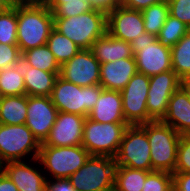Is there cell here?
Returning <instances> with one entry per match:
<instances>
[{
  "label": "cell",
  "instance_id": "17",
  "mask_svg": "<svg viewBox=\"0 0 190 191\" xmlns=\"http://www.w3.org/2000/svg\"><path fill=\"white\" fill-rule=\"evenodd\" d=\"M0 169L13 181L18 191H46V171H39L37 166L34 168L25 161H11L0 165Z\"/></svg>",
  "mask_w": 190,
  "mask_h": 191
},
{
  "label": "cell",
  "instance_id": "4",
  "mask_svg": "<svg viewBox=\"0 0 190 191\" xmlns=\"http://www.w3.org/2000/svg\"><path fill=\"white\" fill-rule=\"evenodd\" d=\"M103 89L100 84L81 87L58 76L50 99L58 112L87 117Z\"/></svg>",
  "mask_w": 190,
  "mask_h": 191
},
{
  "label": "cell",
  "instance_id": "19",
  "mask_svg": "<svg viewBox=\"0 0 190 191\" xmlns=\"http://www.w3.org/2000/svg\"><path fill=\"white\" fill-rule=\"evenodd\" d=\"M87 118L99 123H127L120 91L103 89Z\"/></svg>",
  "mask_w": 190,
  "mask_h": 191
},
{
  "label": "cell",
  "instance_id": "27",
  "mask_svg": "<svg viewBox=\"0 0 190 191\" xmlns=\"http://www.w3.org/2000/svg\"><path fill=\"white\" fill-rule=\"evenodd\" d=\"M21 59L28 65L46 72H60V65L47 45L24 51Z\"/></svg>",
  "mask_w": 190,
  "mask_h": 191
},
{
  "label": "cell",
  "instance_id": "24",
  "mask_svg": "<svg viewBox=\"0 0 190 191\" xmlns=\"http://www.w3.org/2000/svg\"><path fill=\"white\" fill-rule=\"evenodd\" d=\"M151 171L116 166L114 187L117 191H142L147 175Z\"/></svg>",
  "mask_w": 190,
  "mask_h": 191
},
{
  "label": "cell",
  "instance_id": "22",
  "mask_svg": "<svg viewBox=\"0 0 190 191\" xmlns=\"http://www.w3.org/2000/svg\"><path fill=\"white\" fill-rule=\"evenodd\" d=\"M90 50L100 64L123 58H134L130 43L117 39L108 33L98 38Z\"/></svg>",
  "mask_w": 190,
  "mask_h": 191
},
{
  "label": "cell",
  "instance_id": "42",
  "mask_svg": "<svg viewBox=\"0 0 190 191\" xmlns=\"http://www.w3.org/2000/svg\"><path fill=\"white\" fill-rule=\"evenodd\" d=\"M48 9H50L52 12L63 3H66L67 1H78V0H42Z\"/></svg>",
  "mask_w": 190,
  "mask_h": 191
},
{
  "label": "cell",
  "instance_id": "43",
  "mask_svg": "<svg viewBox=\"0 0 190 191\" xmlns=\"http://www.w3.org/2000/svg\"><path fill=\"white\" fill-rule=\"evenodd\" d=\"M180 88L184 91V93L190 101V78L181 79Z\"/></svg>",
  "mask_w": 190,
  "mask_h": 191
},
{
  "label": "cell",
  "instance_id": "35",
  "mask_svg": "<svg viewBox=\"0 0 190 191\" xmlns=\"http://www.w3.org/2000/svg\"><path fill=\"white\" fill-rule=\"evenodd\" d=\"M21 52L18 45L0 43V69L15 66L20 63Z\"/></svg>",
  "mask_w": 190,
  "mask_h": 191
},
{
  "label": "cell",
  "instance_id": "12",
  "mask_svg": "<svg viewBox=\"0 0 190 191\" xmlns=\"http://www.w3.org/2000/svg\"><path fill=\"white\" fill-rule=\"evenodd\" d=\"M180 78L173 71H164L149 77L147 111L153 121H162L166 116L171 95L180 87Z\"/></svg>",
  "mask_w": 190,
  "mask_h": 191
},
{
  "label": "cell",
  "instance_id": "9",
  "mask_svg": "<svg viewBox=\"0 0 190 191\" xmlns=\"http://www.w3.org/2000/svg\"><path fill=\"white\" fill-rule=\"evenodd\" d=\"M116 162L109 156H90L69 179L77 191H105L114 187Z\"/></svg>",
  "mask_w": 190,
  "mask_h": 191
},
{
  "label": "cell",
  "instance_id": "26",
  "mask_svg": "<svg viewBox=\"0 0 190 191\" xmlns=\"http://www.w3.org/2000/svg\"><path fill=\"white\" fill-rule=\"evenodd\" d=\"M171 60L180 79L190 78V30L171 48Z\"/></svg>",
  "mask_w": 190,
  "mask_h": 191
},
{
  "label": "cell",
  "instance_id": "3",
  "mask_svg": "<svg viewBox=\"0 0 190 191\" xmlns=\"http://www.w3.org/2000/svg\"><path fill=\"white\" fill-rule=\"evenodd\" d=\"M146 132L150 145L152 171L174 173L181 135L162 121L140 125Z\"/></svg>",
  "mask_w": 190,
  "mask_h": 191
},
{
  "label": "cell",
  "instance_id": "1",
  "mask_svg": "<svg viewBox=\"0 0 190 191\" xmlns=\"http://www.w3.org/2000/svg\"><path fill=\"white\" fill-rule=\"evenodd\" d=\"M17 45L21 54L46 45L53 29V12L42 0L16 3Z\"/></svg>",
  "mask_w": 190,
  "mask_h": 191
},
{
  "label": "cell",
  "instance_id": "11",
  "mask_svg": "<svg viewBox=\"0 0 190 191\" xmlns=\"http://www.w3.org/2000/svg\"><path fill=\"white\" fill-rule=\"evenodd\" d=\"M149 76L136 72L120 91L124 118L129 125L152 122L147 111Z\"/></svg>",
  "mask_w": 190,
  "mask_h": 191
},
{
  "label": "cell",
  "instance_id": "2",
  "mask_svg": "<svg viewBox=\"0 0 190 191\" xmlns=\"http://www.w3.org/2000/svg\"><path fill=\"white\" fill-rule=\"evenodd\" d=\"M53 28L81 49H91L107 33V13L94 8L78 16L53 17Z\"/></svg>",
  "mask_w": 190,
  "mask_h": 191
},
{
  "label": "cell",
  "instance_id": "6",
  "mask_svg": "<svg viewBox=\"0 0 190 191\" xmlns=\"http://www.w3.org/2000/svg\"><path fill=\"white\" fill-rule=\"evenodd\" d=\"M128 123H99L86 117L82 146L91 156L115 157Z\"/></svg>",
  "mask_w": 190,
  "mask_h": 191
},
{
  "label": "cell",
  "instance_id": "7",
  "mask_svg": "<svg viewBox=\"0 0 190 191\" xmlns=\"http://www.w3.org/2000/svg\"><path fill=\"white\" fill-rule=\"evenodd\" d=\"M41 143L26 124H0V165L11 161L38 158ZM33 154V155H31Z\"/></svg>",
  "mask_w": 190,
  "mask_h": 191
},
{
  "label": "cell",
  "instance_id": "46",
  "mask_svg": "<svg viewBox=\"0 0 190 191\" xmlns=\"http://www.w3.org/2000/svg\"><path fill=\"white\" fill-rule=\"evenodd\" d=\"M105 191H117V189L115 187H112V188L105 190Z\"/></svg>",
  "mask_w": 190,
  "mask_h": 191
},
{
  "label": "cell",
  "instance_id": "29",
  "mask_svg": "<svg viewBox=\"0 0 190 191\" xmlns=\"http://www.w3.org/2000/svg\"><path fill=\"white\" fill-rule=\"evenodd\" d=\"M147 33L157 36L169 15L167 0L159 2L141 11Z\"/></svg>",
  "mask_w": 190,
  "mask_h": 191
},
{
  "label": "cell",
  "instance_id": "23",
  "mask_svg": "<svg viewBox=\"0 0 190 191\" xmlns=\"http://www.w3.org/2000/svg\"><path fill=\"white\" fill-rule=\"evenodd\" d=\"M27 95L0 97V124H26Z\"/></svg>",
  "mask_w": 190,
  "mask_h": 191
},
{
  "label": "cell",
  "instance_id": "13",
  "mask_svg": "<svg viewBox=\"0 0 190 191\" xmlns=\"http://www.w3.org/2000/svg\"><path fill=\"white\" fill-rule=\"evenodd\" d=\"M59 76L81 87L98 85L100 83V62L90 49H81L60 66Z\"/></svg>",
  "mask_w": 190,
  "mask_h": 191
},
{
  "label": "cell",
  "instance_id": "10",
  "mask_svg": "<svg viewBox=\"0 0 190 191\" xmlns=\"http://www.w3.org/2000/svg\"><path fill=\"white\" fill-rule=\"evenodd\" d=\"M114 160L116 166L152 172L149 141L140 125H129L126 128Z\"/></svg>",
  "mask_w": 190,
  "mask_h": 191
},
{
  "label": "cell",
  "instance_id": "37",
  "mask_svg": "<svg viewBox=\"0 0 190 191\" xmlns=\"http://www.w3.org/2000/svg\"><path fill=\"white\" fill-rule=\"evenodd\" d=\"M49 176L47 175L46 180V191H77L75 187H73L69 178H59L49 180Z\"/></svg>",
  "mask_w": 190,
  "mask_h": 191
},
{
  "label": "cell",
  "instance_id": "31",
  "mask_svg": "<svg viewBox=\"0 0 190 191\" xmlns=\"http://www.w3.org/2000/svg\"><path fill=\"white\" fill-rule=\"evenodd\" d=\"M0 43L17 45L16 4L0 11Z\"/></svg>",
  "mask_w": 190,
  "mask_h": 191
},
{
  "label": "cell",
  "instance_id": "25",
  "mask_svg": "<svg viewBox=\"0 0 190 191\" xmlns=\"http://www.w3.org/2000/svg\"><path fill=\"white\" fill-rule=\"evenodd\" d=\"M22 67L19 64L0 69V97L25 95Z\"/></svg>",
  "mask_w": 190,
  "mask_h": 191
},
{
  "label": "cell",
  "instance_id": "33",
  "mask_svg": "<svg viewBox=\"0 0 190 191\" xmlns=\"http://www.w3.org/2000/svg\"><path fill=\"white\" fill-rule=\"evenodd\" d=\"M94 7L89 0L67 1L60 4L54 11L53 17H71L92 11Z\"/></svg>",
  "mask_w": 190,
  "mask_h": 191
},
{
  "label": "cell",
  "instance_id": "5",
  "mask_svg": "<svg viewBox=\"0 0 190 191\" xmlns=\"http://www.w3.org/2000/svg\"><path fill=\"white\" fill-rule=\"evenodd\" d=\"M90 153L82 146H41L38 158L32 160L54 179L69 178L89 159Z\"/></svg>",
  "mask_w": 190,
  "mask_h": 191
},
{
  "label": "cell",
  "instance_id": "20",
  "mask_svg": "<svg viewBox=\"0 0 190 191\" xmlns=\"http://www.w3.org/2000/svg\"><path fill=\"white\" fill-rule=\"evenodd\" d=\"M162 122L180 135L190 134V101L180 87L171 95Z\"/></svg>",
  "mask_w": 190,
  "mask_h": 191
},
{
  "label": "cell",
  "instance_id": "16",
  "mask_svg": "<svg viewBox=\"0 0 190 191\" xmlns=\"http://www.w3.org/2000/svg\"><path fill=\"white\" fill-rule=\"evenodd\" d=\"M145 32L141 11L119 5L107 13L109 35L131 43L133 39Z\"/></svg>",
  "mask_w": 190,
  "mask_h": 191
},
{
  "label": "cell",
  "instance_id": "14",
  "mask_svg": "<svg viewBox=\"0 0 190 191\" xmlns=\"http://www.w3.org/2000/svg\"><path fill=\"white\" fill-rule=\"evenodd\" d=\"M57 114L58 110L50 97L27 95L26 126L40 143L49 136Z\"/></svg>",
  "mask_w": 190,
  "mask_h": 191
},
{
  "label": "cell",
  "instance_id": "28",
  "mask_svg": "<svg viewBox=\"0 0 190 191\" xmlns=\"http://www.w3.org/2000/svg\"><path fill=\"white\" fill-rule=\"evenodd\" d=\"M46 45L53 53L56 61L61 66L75 56L81 48L77 46L72 40L59 33L54 28L49 34Z\"/></svg>",
  "mask_w": 190,
  "mask_h": 191
},
{
  "label": "cell",
  "instance_id": "39",
  "mask_svg": "<svg viewBox=\"0 0 190 191\" xmlns=\"http://www.w3.org/2000/svg\"><path fill=\"white\" fill-rule=\"evenodd\" d=\"M173 189L190 191V173H173Z\"/></svg>",
  "mask_w": 190,
  "mask_h": 191
},
{
  "label": "cell",
  "instance_id": "36",
  "mask_svg": "<svg viewBox=\"0 0 190 191\" xmlns=\"http://www.w3.org/2000/svg\"><path fill=\"white\" fill-rule=\"evenodd\" d=\"M169 14L190 28V0H167Z\"/></svg>",
  "mask_w": 190,
  "mask_h": 191
},
{
  "label": "cell",
  "instance_id": "38",
  "mask_svg": "<svg viewBox=\"0 0 190 191\" xmlns=\"http://www.w3.org/2000/svg\"><path fill=\"white\" fill-rule=\"evenodd\" d=\"M165 0H120V5L128 9L142 11L149 6Z\"/></svg>",
  "mask_w": 190,
  "mask_h": 191
},
{
  "label": "cell",
  "instance_id": "30",
  "mask_svg": "<svg viewBox=\"0 0 190 191\" xmlns=\"http://www.w3.org/2000/svg\"><path fill=\"white\" fill-rule=\"evenodd\" d=\"M189 30L186 24L169 14L157 39L161 45L171 49Z\"/></svg>",
  "mask_w": 190,
  "mask_h": 191
},
{
  "label": "cell",
  "instance_id": "21",
  "mask_svg": "<svg viewBox=\"0 0 190 191\" xmlns=\"http://www.w3.org/2000/svg\"><path fill=\"white\" fill-rule=\"evenodd\" d=\"M20 65L22 67L26 95L50 97L60 72H46L31 67L22 59L20 60Z\"/></svg>",
  "mask_w": 190,
  "mask_h": 191
},
{
  "label": "cell",
  "instance_id": "41",
  "mask_svg": "<svg viewBox=\"0 0 190 191\" xmlns=\"http://www.w3.org/2000/svg\"><path fill=\"white\" fill-rule=\"evenodd\" d=\"M0 191H18L13 181L0 169Z\"/></svg>",
  "mask_w": 190,
  "mask_h": 191
},
{
  "label": "cell",
  "instance_id": "34",
  "mask_svg": "<svg viewBox=\"0 0 190 191\" xmlns=\"http://www.w3.org/2000/svg\"><path fill=\"white\" fill-rule=\"evenodd\" d=\"M174 173H190V134L180 137Z\"/></svg>",
  "mask_w": 190,
  "mask_h": 191
},
{
  "label": "cell",
  "instance_id": "32",
  "mask_svg": "<svg viewBox=\"0 0 190 191\" xmlns=\"http://www.w3.org/2000/svg\"><path fill=\"white\" fill-rule=\"evenodd\" d=\"M173 175L165 171H152L142 187V191H172Z\"/></svg>",
  "mask_w": 190,
  "mask_h": 191
},
{
  "label": "cell",
  "instance_id": "15",
  "mask_svg": "<svg viewBox=\"0 0 190 191\" xmlns=\"http://www.w3.org/2000/svg\"><path fill=\"white\" fill-rule=\"evenodd\" d=\"M85 119L86 117L81 115L58 112L49 136L41 143V146L63 147L82 145Z\"/></svg>",
  "mask_w": 190,
  "mask_h": 191
},
{
  "label": "cell",
  "instance_id": "40",
  "mask_svg": "<svg viewBox=\"0 0 190 191\" xmlns=\"http://www.w3.org/2000/svg\"><path fill=\"white\" fill-rule=\"evenodd\" d=\"M91 5L95 9H100L108 13L113 10L115 7L120 5V0H89Z\"/></svg>",
  "mask_w": 190,
  "mask_h": 191
},
{
  "label": "cell",
  "instance_id": "44",
  "mask_svg": "<svg viewBox=\"0 0 190 191\" xmlns=\"http://www.w3.org/2000/svg\"><path fill=\"white\" fill-rule=\"evenodd\" d=\"M14 3L11 0H0V11L9 9Z\"/></svg>",
  "mask_w": 190,
  "mask_h": 191
},
{
  "label": "cell",
  "instance_id": "18",
  "mask_svg": "<svg viewBox=\"0 0 190 191\" xmlns=\"http://www.w3.org/2000/svg\"><path fill=\"white\" fill-rule=\"evenodd\" d=\"M137 72L135 58H123L100 64V85L107 90L121 91Z\"/></svg>",
  "mask_w": 190,
  "mask_h": 191
},
{
  "label": "cell",
  "instance_id": "45",
  "mask_svg": "<svg viewBox=\"0 0 190 191\" xmlns=\"http://www.w3.org/2000/svg\"><path fill=\"white\" fill-rule=\"evenodd\" d=\"M14 4L16 3H26V2H30L32 0H11Z\"/></svg>",
  "mask_w": 190,
  "mask_h": 191
},
{
  "label": "cell",
  "instance_id": "8",
  "mask_svg": "<svg viewBox=\"0 0 190 191\" xmlns=\"http://www.w3.org/2000/svg\"><path fill=\"white\" fill-rule=\"evenodd\" d=\"M137 72L152 76L172 70L171 49L160 44L157 36L143 33L130 43Z\"/></svg>",
  "mask_w": 190,
  "mask_h": 191
}]
</instances>
